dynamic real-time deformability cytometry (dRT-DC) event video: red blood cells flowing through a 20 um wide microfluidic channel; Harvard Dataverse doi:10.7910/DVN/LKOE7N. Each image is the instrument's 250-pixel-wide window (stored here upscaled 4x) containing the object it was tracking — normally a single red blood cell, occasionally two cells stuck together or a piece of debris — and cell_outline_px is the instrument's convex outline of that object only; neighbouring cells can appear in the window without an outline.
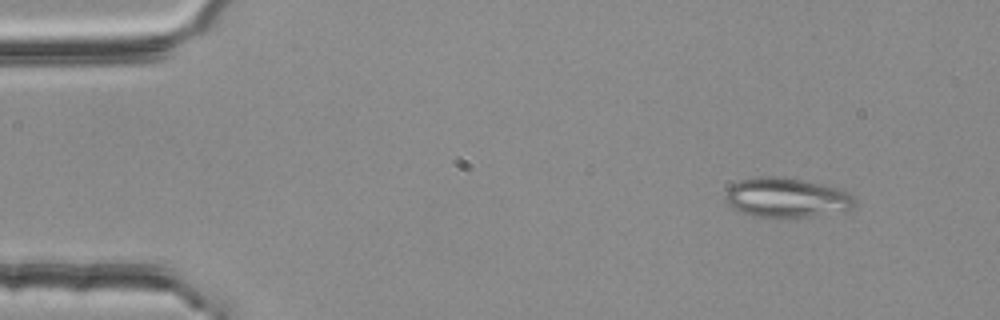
{"species": "common noctule bat (a hibernating species)", "species_latin": "Nyctalus noctula", "temperature_condition": "room temperature", "stored_images_in_passage": 54, "camera_frame_rate_fps": 3000, "um_per_image_px": 0.085, "animal": {"sex": "female", "body_mass_g": 25.1}, "frame": {"image": 1, "passage_image": 5, "time_ms": 1.333, "image_size_px": [1000, 320], "cell_outline_px": [[856, 204], [852, 208], [844, 212], [812, 216], [752, 216], [740, 212], [724, 196], [724, 192], [732, 184], [740, 180], [772, 176], [800, 180], [840, 188], [848, 192], [856, 200]], "centroid_in_image_um": [66.92, 16.8], "position_along_channel_um": 18.1, "area_um2": 29.3}}
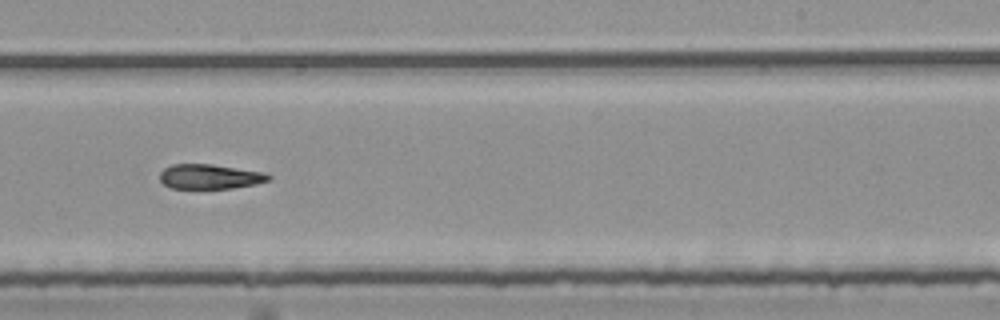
{"frame": {"image": 2, "passage_image": 33, "time_ms": 10.667, "image_size_px": [1000, 320], "cell_outline_px": [[272, 180], [256, 184], [232, 188], [172, 188], [164, 184], [160, 180], [160, 172], [164, 168], [172, 164], [212, 164], [260, 172], [272, 176]], "centroid_in_image_um": [17.83, 15.01], "position_along_channel_um": 271.2, "area_um2": 15.55}}
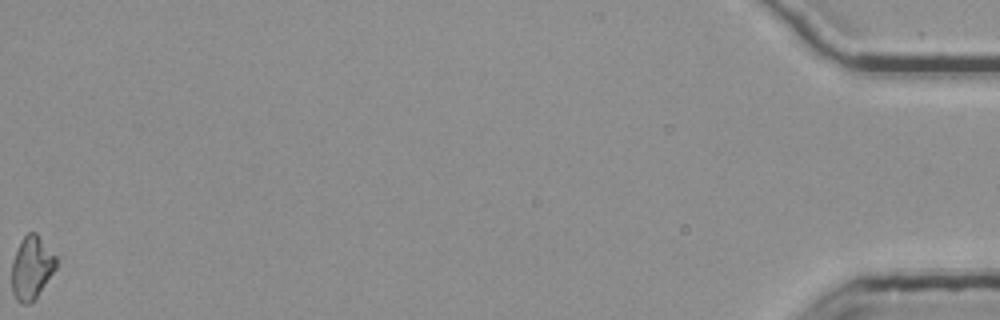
{"frame": {"image": 3, "passage_image": 54, "time_ms": 17.667, "image_size_px": [1000, 320], "cell_outline_px": [[56, 268], [36, 296], [28, 304], [20, 304], [16, 300], [12, 292], [12, 260], [20, 240], [28, 232], [36, 232], [56, 256]], "centroid_in_image_um": [2.66, 22.74], "position_along_channel_um": 432.5, "area_um2": 16.18}, "authors_computed_cell_mechanics": {"area_um2": 16.7909, "velocity_mm_per_s": 3.7829, "shape_relaxation_time_tau1_ms": null, "shape_relaxation_time_tau2_ms": 10.0847, "deformation_change_tau1": null, "deformation_change_tau2": 0.2049}}